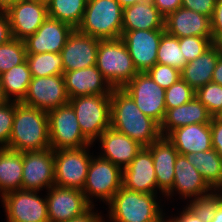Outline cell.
I'll use <instances>...</instances> for the list:
<instances>
[{"instance_id": "obj_1", "label": "cell", "mask_w": 222, "mask_h": 222, "mask_svg": "<svg viewBox=\"0 0 222 222\" xmlns=\"http://www.w3.org/2000/svg\"><path fill=\"white\" fill-rule=\"evenodd\" d=\"M110 127L127 135L143 147L160 136V126L136 106L133 98L122 88H114L110 95Z\"/></svg>"}, {"instance_id": "obj_2", "label": "cell", "mask_w": 222, "mask_h": 222, "mask_svg": "<svg viewBox=\"0 0 222 222\" xmlns=\"http://www.w3.org/2000/svg\"><path fill=\"white\" fill-rule=\"evenodd\" d=\"M7 149L25 152L49 149L47 112L15 101V115Z\"/></svg>"}, {"instance_id": "obj_3", "label": "cell", "mask_w": 222, "mask_h": 222, "mask_svg": "<svg viewBox=\"0 0 222 222\" xmlns=\"http://www.w3.org/2000/svg\"><path fill=\"white\" fill-rule=\"evenodd\" d=\"M157 194L128 190L124 187L107 204L111 222H154L162 214Z\"/></svg>"}, {"instance_id": "obj_4", "label": "cell", "mask_w": 222, "mask_h": 222, "mask_svg": "<svg viewBox=\"0 0 222 222\" xmlns=\"http://www.w3.org/2000/svg\"><path fill=\"white\" fill-rule=\"evenodd\" d=\"M122 14L123 8L116 0H87L77 29L99 40L120 38Z\"/></svg>"}, {"instance_id": "obj_5", "label": "cell", "mask_w": 222, "mask_h": 222, "mask_svg": "<svg viewBox=\"0 0 222 222\" xmlns=\"http://www.w3.org/2000/svg\"><path fill=\"white\" fill-rule=\"evenodd\" d=\"M96 67L113 88H123L139 73L121 37L99 41Z\"/></svg>"}, {"instance_id": "obj_6", "label": "cell", "mask_w": 222, "mask_h": 222, "mask_svg": "<svg viewBox=\"0 0 222 222\" xmlns=\"http://www.w3.org/2000/svg\"><path fill=\"white\" fill-rule=\"evenodd\" d=\"M82 134L93 144L110 128V95H86L70 98Z\"/></svg>"}, {"instance_id": "obj_7", "label": "cell", "mask_w": 222, "mask_h": 222, "mask_svg": "<svg viewBox=\"0 0 222 222\" xmlns=\"http://www.w3.org/2000/svg\"><path fill=\"white\" fill-rule=\"evenodd\" d=\"M97 157V158H96ZM92 156L82 192L86 201L94 206L91 198L108 204L122 187L123 169L100 155ZM91 197V198H90Z\"/></svg>"}, {"instance_id": "obj_8", "label": "cell", "mask_w": 222, "mask_h": 222, "mask_svg": "<svg viewBox=\"0 0 222 222\" xmlns=\"http://www.w3.org/2000/svg\"><path fill=\"white\" fill-rule=\"evenodd\" d=\"M91 145L54 150V185L82 190L93 155Z\"/></svg>"}, {"instance_id": "obj_9", "label": "cell", "mask_w": 222, "mask_h": 222, "mask_svg": "<svg viewBox=\"0 0 222 222\" xmlns=\"http://www.w3.org/2000/svg\"><path fill=\"white\" fill-rule=\"evenodd\" d=\"M50 147L53 150L93 145L81 132L75 111L68 103L47 112Z\"/></svg>"}, {"instance_id": "obj_10", "label": "cell", "mask_w": 222, "mask_h": 222, "mask_svg": "<svg viewBox=\"0 0 222 222\" xmlns=\"http://www.w3.org/2000/svg\"><path fill=\"white\" fill-rule=\"evenodd\" d=\"M135 101L141 112L159 126L165 114V89L158 86L147 72L136 74L123 88Z\"/></svg>"}, {"instance_id": "obj_11", "label": "cell", "mask_w": 222, "mask_h": 222, "mask_svg": "<svg viewBox=\"0 0 222 222\" xmlns=\"http://www.w3.org/2000/svg\"><path fill=\"white\" fill-rule=\"evenodd\" d=\"M39 191L17 190L1 197L7 222H49L46 196Z\"/></svg>"}, {"instance_id": "obj_12", "label": "cell", "mask_w": 222, "mask_h": 222, "mask_svg": "<svg viewBox=\"0 0 222 222\" xmlns=\"http://www.w3.org/2000/svg\"><path fill=\"white\" fill-rule=\"evenodd\" d=\"M63 75L32 77L21 103L49 112L69 103Z\"/></svg>"}, {"instance_id": "obj_13", "label": "cell", "mask_w": 222, "mask_h": 222, "mask_svg": "<svg viewBox=\"0 0 222 222\" xmlns=\"http://www.w3.org/2000/svg\"><path fill=\"white\" fill-rule=\"evenodd\" d=\"M54 150L23 152L22 189L30 191L48 190L54 185Z\"/></svg>"}, {"instance_id": "obj_14", "label": "cell", "mask_w": 222, "mask_h": 222, "mask_svg": "<svg viewBox=\"0 0 222 222\" xmlns=\"http://www.w3.org/2000/svg\"><path fill=\"white\" fill-rule=\"evenodd\" d=\"M46 192L49 222L69 221L91 207L82 190L53 185Z\"/></svg>"}, {"instance_id": "obj_15", "label": "cell", "mask_w": 222, "mask_h": 222, "mask_svg": "<svg viewBox=\"0 0 222 222\" xmlns=\"http://www.w3.org/2000/svg\"><path fill=\"white\" fill-rule=\"evenodd\" d=\"M164 32L165 30L122 31L121 39L138 72H147L157 63V50Z\"/></svg>"}, {"instance_id": "obj_16", "label": "cell", "mask_w": 222, "mask_h": 222, "mask_svg": "<svg viewBox=\"0 0 222 222\" xmlns=\"http://www.w3.org/2000/svg\"><path fill=\"white\" fill-rule=\"evenodd\" d=\"M13 38L25 40L33 35L48 18L47 4L21 0L6 11Z\"/></svg>"}, {"instance_id": "obj_17", "label": "cell", "mask_w": 222, "mask_h": 222, "mask_svg": "<svg viewBox=\"0 0 222 222\" xmlns=\"http://www.w3.org/2000/svg\"><path fill=\"white\" fill-rule=\"evenodd\" d=\"M99 41L77 28L73 29L60 52L63 71L69 72L96 65Z\"/></svg>"}, {"instance_id": "obj_18", "label": "cell", "mask_w": 222, "mask_h": 222, "mask_svg": "<svg viewBox=\"0 0 222 222\" xmlns=\"http://www.w3.org/2000/svg\"><path fill=\"white\" fill-rule=\"evenodd\" d=\"M73 29L67 23L48 17L33 35L24 40L26 53H60Z\"/></svg>"}, {"instance_id": "obj_19", "label": "cell", "mask_w": 222, "mask_h": 222, "mask_svg": "<svg viewBox=\"0 0 222 222\" xmlns=\"http://www.w3.org/2000/svg\"><path fill=\"white\" fill-rule=\"evenodd\" d=\"M122 187L141 193H158L153 157L146 147L123 169Z\"/></svg>"}, {"instance_id": "obj_20", "label": "cell", "mask_w": 222, "mask_h": 222, "mask_svg": "<svg viewBox=\"0 0 222 222\" xmlns=\"http://www.w3.org/2000/svg\"><path fill=\"white\" fill-rule=\"evenodd\" d=\"M164 28L168 34L178 38L198 36L212 41L210 18L184 7L165 17Z\"/></svg>"}, {"instance_id": "obj_21", "label": "cell", "mask_w": 222, "mask_h": 222, "mask_svg": "<svg viewBox=\"0 0 222 222\" xmlns=\"http://www.w3.org/2000/svg\"><path fill=\"white\" fill-rule=\"evenodd\" d=\"M69 98L86 95H111L114 89L96 65L63 73Z\"/></svg>"}, {"instance_id": "obj_22", "label": "cell", "mask_w": 222, "mask_h": 222, "mask_svg": "<svg viewBox=\"0 0 222 222\" xmlns=\"http://www.w3.org/2000/svg\"><path fill=\"white\" fill-rule=\"evenodd\" d=\"M174 172L172 189L165 195L167 199L173 196L174 191L180 194L179 196L182 199L184 197V200L201 197L213 191L202 175L189 163L184 155L178 154L176 157Z\"/></svg>"}, {"instance_id": "obj_23", "label": "cell", "mask_w": 222, "mask_h": 222, "mask_svg": "<svg viewBox=\"0 0 222 222\" xmlns=\"http://www.w3.org/2000/svg\"><path fill=\"white\" fill-rule=\"evenodd\" d=\"M146 148L153 157L157 188L165 196L174 183V167L179 153L167 136H160Z\"/></svg>"}, {"instance_id": "obj_24", "label": "cell", "mask_w": 222, "mask_h": 222, "mask_svg": "<svg viewBox=\"0 0 222 222\" xmlns=\"http://www.w3.org/2000/svg\"><path fill=\"white\" fill-rule=\"evenodd\" d=\"M101 144L100 156L124 169L143 148L138 142L113 128L106 129L98 138Z\"/></svg>"}, {"instance_id": "obj_25", "label": "cell", "mask_w": 222, "mask_h": 222, "mask_svg": "<svg viewBox=\"0 0 222 222\" xmlns=\"http://www.w3.org/2000/svg\"><path fill=\"white\" fill-rule=\"evenodd\" d=\"M167 138L180 155L212 149L210 123L190 124L172 130Z\"/></svg>"}, {"instance_id": "obj_26", "label": "cell", "mask_w": 222, "mask_h": 222, "mask_svg": "<svg viewBox=\"0 0 222 222\" xmlns=\"http://www.w3.org/2000/svg\"><path fill=\"white\" fill-rule=\"evenodd\" d=\"M164 20L152 0H142L123 8L122 31L165 30Z\"/></svg>"}, {"instance_id": "obj_27", "label": "cell", "mask_w": 222, "mask_h": 222, "mask_svg": "<svg viewBox=\"0 0 222 222\" xmlns=\"http://www.w3.org/2000/svg\"><path fill=\"white\" fill-rule=\"evenodd\" d=\"M211 118L206 107L194 96L189 102L166 111L160 125V134L167 136L176 128L190 124L210 123Z\"/></svg>"}, {"instance_id": "obj_28", "label": "cell", "mask_w": 222, "mask_h": 222, "mask_svg": "<svg viewBox=\"0 0 222 222\" xmlns=\"http://www.w3.org/2000/svg\"><path fill=\"white\" fill-rule=\"evenodd\" d=\"M220 55L212 44L205 52L191 62H188L181 69V79L194 91L210 83Z\"/></svg>"}, {"instance_id": "obj_29", "label": "cell", "mask_w": 222, "mask_h": 222, "mask_svg": "<svg viewBox=\"0 0 222 222\" xmlns=\"http://www.w3.org/2000/svg\"><path fill=\"white\" fill-rule=\"evenodd\" d=\"M23 152L0 148V197L22 189Z\"/></svg>"}, {"instance_id": "obj_30", "label": "cell", "mask_w": 222, "mask_h": 222, "mask_svg": "<svg viewBox=\"0 0 222 222\" xmlns=\"http://www.w3.org/2000/svg\"><path fill=\"white\" fill-rule=\"evenodd\" d=\"M32 80L31 71L25 60L0 75V85L5 100L21 102L26 96L28 86Z\"/></svg>"}, {"instance_id": "obj_31", "label": "cell", "mask_w": 222, "mask_h": 222, "mask_svg": "<svg viewBox=\"0 0 222 222\" xmlns=\"http://www.w3.org/2000/svg\"><path fill=\"white\" fill-rule=\"evenodd\" d=\"M184 156L213 190L222 184V159L213 148L209 151L187 153Z\"/></svg>"}, {"instance_id": "obj_32", "label": "cell", "mask_w": 222, "mask_h": 222, "mask_svg": "<svg viewBox=\"0 0 222 222\" xmlns=\"http://www.w3.org/2000/svg\"><path fill=\"white\" fill-rule=\"evenodd\" d=\"M87 0H49L48 17L62 21L77 28L84 15Z\"/></svg>"}, {"instance_id": "obj_33", "label": "cell", "mask_w": 222, "mask_h": 222, "mask_svg": "<svg viewBox=\"0 0 222 222\" xmlns=\"http://www.w3.org/2000/svg\"><path fill=\"white\" fill-rule=\"evenodd\" d=\"M26 61L32 77L63 75V62L60 53L27 54Z\"/></svg>"}, {"instance_id": "obj_34", "label": "cell", "mask_w": 222, "mask_h": 222, "mask_svg": "<svg viewBox=\"0 0 222 222\" xmlns=\"http://www.w3.org/2000/svg\"><path fill=\"white\" fill-rule=\"evenodd\" d=\"M157 63L168 65L180 71L187 64L179 47L178 37L172 36L166 31L162 34L157 50Z\"/></svg>"}, {"instance_id": "obj_35", "label": "cell", "mask_w": 222, "mask_h": 222, "mask_svg": "<svg viewBox=\"0 0 222 222\" xmlns=\"http://www.w3.org/2000/svg\"><path fill=\"white\" fill-rule=\"evenodd\" d=\"M26 47L24 40L16 38L0 45V75L26 60Z\"/></svg>"}, {"instance_id": "obj_36", "label": "cell", "mask_w": 222, "mask_h": 222, "mask_svg": "<svg viewBox=\"0 0 222 222\" xmlns=\"http://www.w3.org/2000/svg\"><path fill=\"white\" fill-rule=\"evenodd\" d=\"M195 97L206 107L212 117L222 112V85L207 83L195 91Z\"/></svg>"}, {"instance_id": "obj_37", "label": "cell", "mask_w": 222, "mask_h": 222, "mask_svg": "<svg viewBox=\"0 0 222 222\" xmlns=\"http://www.w3.org/2000/svg\"><path fill=\"white\" fill-rule=\"evenodd\" d=\"M189 201L187 207L200 219V221L211 222L214 218L215 211L221 202V197L217 191L213 190L207 195Z\"/></svg>"}, {"instance_id": "obj_38", "label": "cell", "mask_w": 222, "mask_h": 222, "mask_svg": "<svg viewBox=\"0 0 222 222\" xmlns=\"http://www.w3.org/2000/svg\"><path fill=\"white\" fill-rule=\"evenodd\" d=\"M165 91L166 111L189 102L195 96V91L182 79Z\"/></svg>"}, {"instance_id": "obj_39", "label": "cell", "mask_w": 222, "mask_h": 222, "mask_svg": "<svg viewBox=\"0 0 222 222\" xmlns=\"http://www.w3.org/2000/svg\"><path fill=\"white\" fill-rule=\"evenodd\" d=\"M212 45L208 37L188 36L179 38V47L186 62H191Z\"/></svg>"}, {"instance_id": "obj_40", "label": "cell", "mask_w": 222, "mask_h": 222, "mask_svg": "<svg viewBox=\"0 0 222 222\" xmlns=\"http://www.w3.org/2000/svg\"><path fill=\"white\" fill-rule=\"evenodd\" d=\"M147 73L158 86L165 90L181 79L180 70L161 63H156Z\"/></svg>"}, {"instance_id": "obj_41", "label": "cell", "mask_w": 222, "mask_h": 222, "mask_svg": "<svg viewBox=\"0 0 222 222\" xmlns=\"http://www.w3.org/2000/svg\"><path fill=\"white\" fill-rule=\"evenodd\" d=\"M15 115V101H4L0 104V148H6L11 136Z\"/></svg>"}, {"instance_id": "obj_42", "label": "cell", "mask_w": 222, "mask_h": 222, "mask_svg": "<svg viewBox=\"0 0 222 222\" xmlns=\"http://www.w3.org/2000/svg\"><path fill=\"white\" fill-rule=\"evenodd\" d=\"M216 0H182V6L211 19Z\"/></svg>"}, {"instance_id": "obj_43", "label": "cell", "mask_w": 222, "mask_h": 222, "mask_svg": "<svg viewBox=\"0 0 222 222\" xmlns=\"http://www.w3.org/2000/svg\"><path fill=\"white\" fill-rule=\"evenodd\" d=\"M212 147L222 159V118L212 117L210 121Z\"/></svg>"}, {"instance_id": "obj_44", "label": "cell", "mask_w": 222, "mask_h": 222, "mask_svg": "<svg viewBox=\"0 0 222 222\" xmlns=\"http://www.w3.org/2000/svg\"><path fill=\"white\" fill-rule=\"evenodd\" d=\"M212 43L222 35V0H216L215 8L210 19Z\"/></svg>"}, {"instance_id": "obj_45", "label": "cell", "mask_w": 222, "mask_h": 222, "mask_svg": "<svg viewBox=\"0 0 222 222\" xmlns=\"http://www.w3.org/2000/svg\"><path fill=\"white\" fill-rule=\"evenodd\" d=\"M152 2L164 17L182 6V0H152Z\"/></svg>"}, {"instance_id": "obj_46", "label": "cell", "mask_w": 222, "mask_h": 222, "mask_svg": "<svg viewBox=\"0 0 222 222\" xmlns=\"http://www.w3.org/2000/svg\"><path fill=\"white\" fill-rule=\"evenodd\" d=\"M9 18L5 11H0V45L12 39Z\"/></svg>"}, {"instance_id": "obj_47", "label": "cell", "mask_w": 222, "mask_h": 222, "mask_svg": "<svg viewBox=\"0 0 222 222\" xmlns=\"http://www.w3.org/2000/svg\"><path fill=\"white\" fill-rule=\"evenodd\" d=\"M94 209V206H91L82 215L66 222H105L101 212L98 214V211L94 212Z\"/></svg>"}, {"instance_id": "obj_48", "label": "cell", "mask_w": 222, "mask_h": 222, "mask_svg": "<svg viewBox=\"0 0 222 222\" xmlns=\"http://www.w3.org/2000/svg\"><path fill=\"white\" fill-rule=\"evenodd\" d=\"M186 207V208H185ZM184 207V210L181 211L179 216L171 217L172 222H203L187 207Z\"/></svg>"}, {"instance_id": "obj_49", "label": "cell", "mask_w": 222, "mask_h": 222, "mask_svg": "<svg viewBox=\"0 0 222 222\" xmlns=\"http://www.w3.org/2000/svg\"><path fill=\"white\" fill-rule=\"evenodd\" d=\"M212 82L222 85V55L219 56L218 62L212 74Z\"/></svg>"}, {"instance_id": "obj_50", "label": "cell", "mask_w": 222, "mask_h": 222, "mask_svg": "<svg viewBox=\"0 0 222 222\" xmlns=\"http://www.w3.org/2000/svg\"><path fill=\"white\" fill-rule=\"evenodd\" d=\"M21 0H0V11H6L10 6L17 4Z\"/></svg>"}, {"instance_id": "obj_51", "label": "cell", "mask_w": 222, "mask_h": 222, "mask_svg": "<svg viewBox=\"0 0 222 222\" xmlns=\"http://www.w3.org/2000/svg\"><path fill=\"white\" fill-rule=\"evenodd\" d=\"M211 222H222V201L219 203L217 210L215 211L214 218Z\"/></svg>"}, {"instance_id": "obj_52", "label": "cell", "mask_w": 222, "mask_h": 222, "mask_svg": "<svg viewBox=\"0 0 222 222\" xmlns=\"http://www.w3.org/2000/svg\"><path fill=\"white\" fill-rule=\"evenodd\" d=\"M122 8L134 5L136 3H139L142 0H116Z\"/></svg>"}, {"instance_id": "obj_53", "label": "cell", "mask_w": 222, "mask_h": 222, "mask_svg": "<svg viewBox=\"0 0 222 222\" xmlns=\"http://www.w3.org/2000/svg\"><path fill=\"white\" fill-rule=\"evenodd\" d=\"M218 52L222 55V35L219 36L213 43H212Z\"/></svg>"}, {"instance_id": "obj_54", "label": "cell", "mask_w": 222, "mask_h": 222, "mask_svg": "<svg viewBox=\"0 0 222 222\" xmlns=\"http://www.w3.org/2000/svg\"><path fill=\"white\" fill-rule=\"evenodd\" d=\"M164 213L156 220V221H154V222H172L171 221V219H170V217H169V219H164Z\"/></svg>"}, {"instance_id": "obj_55", "label": "cell", "mask_w": 222, "mask_h": 222, "mask_svg": "<svg viewBox=\"0 0 222 222\" xmlns=\"http://www.w3.org/2000/svg\"><path fill=\"white\" fill-rule=\"evenodd\" d=\"M215 191L220 195L222 201V184Z\"/></svg>"}, {"instance_id": "obj_56", "label": "cell", "mask_w": 222, "mask_h": 222, "mask_svg": "<svg viewBox=\"0 0 222 222\" xmlns=\"http://www.w3.org/2000/svg\"><path fill=\"white\" fill-rule=\"evenodd\" d=\"M5 100L4 96H3V93H2V90H1V85H0V104L3 103Z\"/></svg>"}, {"instance_id": "obj_57", "label": "cell", "mask_w": 222, "mask_h": 222, "mask_svg": "<svg viewBox=\"0 0 222 222\" xmlns=\"http://www.w3.org/2000/svg\"><path fill=\"white\" fill-rule=\"evenodd\" d=\"M30 1H36V2L47 4L49 0H30Z\"/></svg>"}, {"instance_id": "obj_58", "label": "cell", "mask_w": 222, "mask_h": 222, "mask_svg": "<svg viewBox=\"0 0 222 222\" xmlns=\"http://www.w3.org/2000/svg\"><path fill=\"white\" fill-rule=\"evenodd\" d=\"M217 117H220V118H222V112L217 116Z\"/></svg>"}]
</instances>
